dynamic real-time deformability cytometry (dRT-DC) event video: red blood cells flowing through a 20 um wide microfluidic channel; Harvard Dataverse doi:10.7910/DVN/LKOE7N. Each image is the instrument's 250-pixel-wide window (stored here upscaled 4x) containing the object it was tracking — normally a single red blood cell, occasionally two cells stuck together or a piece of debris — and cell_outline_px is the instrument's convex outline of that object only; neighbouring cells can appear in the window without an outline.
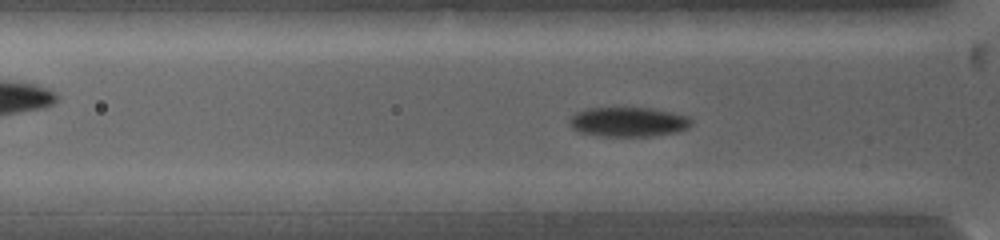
{"species": "common noctule bat (a hibernating species)", "species_latin": "Nyctalus noctula", "temperature_condition": "warm", "stored_images_in_passage": 29, "camera_frame_rate_fps": 5000, "um_per_image_px": 0.085, "animal": {"sex": "female", "body_mass_g": 19.0, "forearm_length_mm": 53.3}, "frame": {"image": 1, "passage_image": 9, "time_ms": 1.8, "image_size_px": [1000, 240], "cell_outline_px": [[692, 124], [688, 128], [676, 132], [652, 136], [604, 136], [580, 132], [572, 128], [568, 124], [568, 120], [576, 112], [584, 108], [652, 108], [672, 112], [688, 116], [692, 120]], "centroid_in_image_um": [53.4, 10.36], "position_along_channel_um": 72.4, "area_um2": 21.1}}
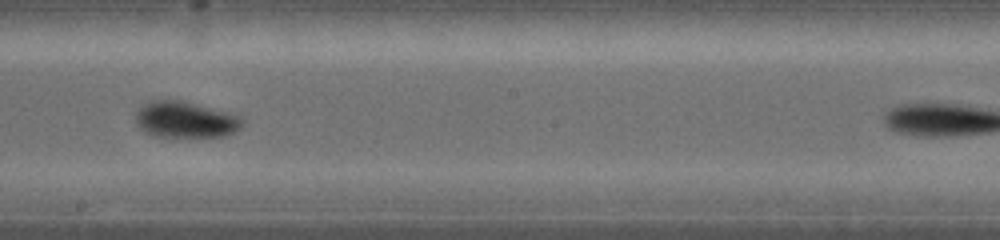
{"frame": {"image": 2, "passage_image": 19, "time_ms": 5.8, "image_size_px": [1000, 240], "cell_outline_px": [[244, 124], [236, 132], [224, 136], [152, 136], [144, 132], [136, 124], [136, 112], [144, 104], [152, 100], [184, 100], [240, 116], [244, 120]], "centroid_in_image_um": [15.76, 10.17], "position_along_channel_um": 232.4, "area_um2": 22.54}}
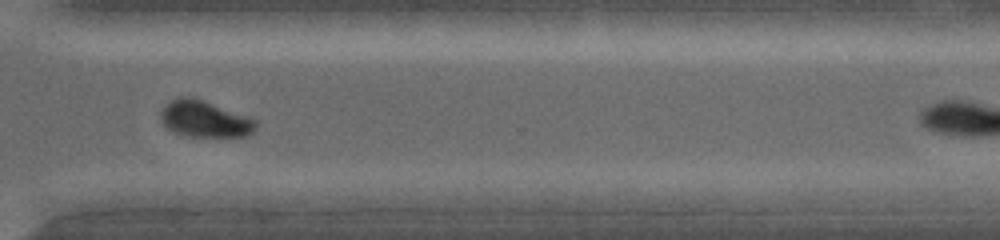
{"frame": {"image": 3, "passage_image": 26, "time_ms": 8.8, "image_size_px": [1000, 240], "cell_outline_px": [[256, 128], [248, 136], [236, 140], [188, 136], [176, 132], [168, 128], [160, 120], [160, 112], [172, 100], [180, 96], [192, 96], [256, 120]], "centroid_in_image_um": [17.45, 10.18], "position_along_channel_um": 353.1, "area_um2": 20.63}}